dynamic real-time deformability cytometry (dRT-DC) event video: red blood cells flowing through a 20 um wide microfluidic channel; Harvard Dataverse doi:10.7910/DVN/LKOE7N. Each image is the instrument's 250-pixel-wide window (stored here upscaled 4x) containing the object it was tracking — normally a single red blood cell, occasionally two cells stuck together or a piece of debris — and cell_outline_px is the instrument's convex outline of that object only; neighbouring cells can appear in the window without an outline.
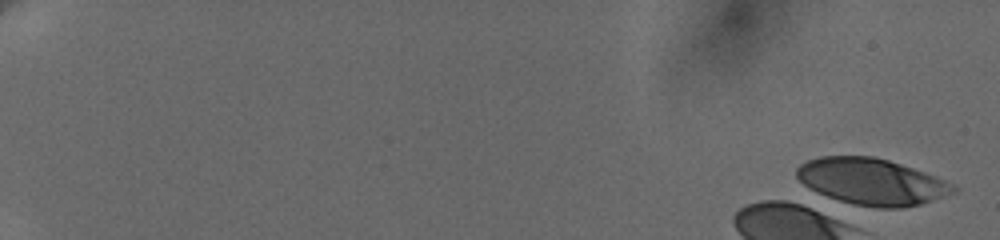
{"species": "human", "species_latin": "Homo sapiens", "temperature_condition": "cold", "stored_images_in_passage": 2, "camera_frame_rate_fps": 3000, "um_per_image_px": 0.085, "donor": {"sex": "female"}, "frame": {"image": 1, "passage_image": 1, "time_ms": 0.0, "image_size_px": [1000, 240], "cell_outline_px": [[960, 188], [956, 192], [920, 204], [900, 208], [876, 208], [852, 204], [828, 196], [808, 188], [796, 176], [796, 168], [800, 164], [808, 160], [820, 156], [872, 156], [888, 160], [936, 176]], "centroid_in_image_um": [74.09, 15.44], "position_along_channel_um": 10.9, "area_um2": 42.19}}